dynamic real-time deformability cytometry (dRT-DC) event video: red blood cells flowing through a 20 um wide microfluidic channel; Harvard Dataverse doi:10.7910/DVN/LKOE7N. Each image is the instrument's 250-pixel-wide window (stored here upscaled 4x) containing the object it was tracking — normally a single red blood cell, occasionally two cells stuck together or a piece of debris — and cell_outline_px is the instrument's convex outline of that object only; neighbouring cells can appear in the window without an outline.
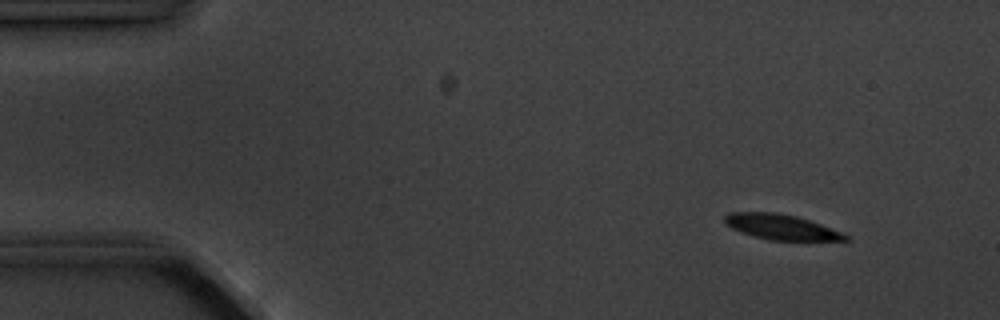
{"species": "common noctule bat (a hibernating species)", "species_latin": "Nyctalus noctula", "temperature_condition": "cold", "stored_images_in_passage": 5, "camera_frame_rate_fps": 3000, "um_per_image_px": 0.085, "animal": {"sex": "male", "body_mass_g": 20.1, "forearm_length_mm": 53.5}, "frame": {"image": 1, "passage_image": 1, "time_ms": 0.0, "image_size_px": [1000, 320], "cell_outline_px": [[852, 240], [768, 240], [740, 232], [724, 224], [724, 216], [728, 212], [776, 212], [796, 216], [820, 224], [840, 232], [848, 236]], "centroid_in_image_um": [66.33, 19.29], "position_along_channel_um": 18.7, "area_um2": 17.63}}